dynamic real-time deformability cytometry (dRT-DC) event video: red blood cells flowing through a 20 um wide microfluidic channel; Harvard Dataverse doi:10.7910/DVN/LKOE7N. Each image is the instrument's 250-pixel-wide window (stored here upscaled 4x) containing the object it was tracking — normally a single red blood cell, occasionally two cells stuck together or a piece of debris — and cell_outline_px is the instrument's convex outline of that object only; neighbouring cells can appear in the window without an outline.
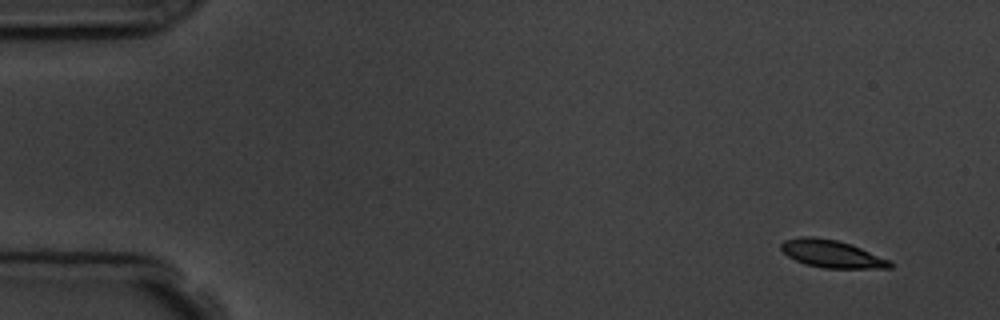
{"species": "common noctule bat (a hibernating species)", "species_latin": "Nyctalus noctula", "temperature_condition": "room temperature", "stored_images_in_passage": 15, "camera_frame_rate_fps": 3000, "um_per_image_px": 0.085, "animal": {"sex": "male", "body_mass_g": 19.5, "forearm_length_mm": 54.6}, "frame": {"image": 1, "passage_image": 1, "time_ms": 0.0, "image_size_px": [1000, 320], "cell_outline_px": [[892, 268], [824, 268], [804, 264], [788, 256], [780, 248], [780, 244], [784, 240], [800, 236], [812, 236], [836, 240], [860, 248], [892, 260]], "centroid_in_image_um": [70.69, 21.58], "position_along_channel_um": 14.3, "area_um2": 17.46}}
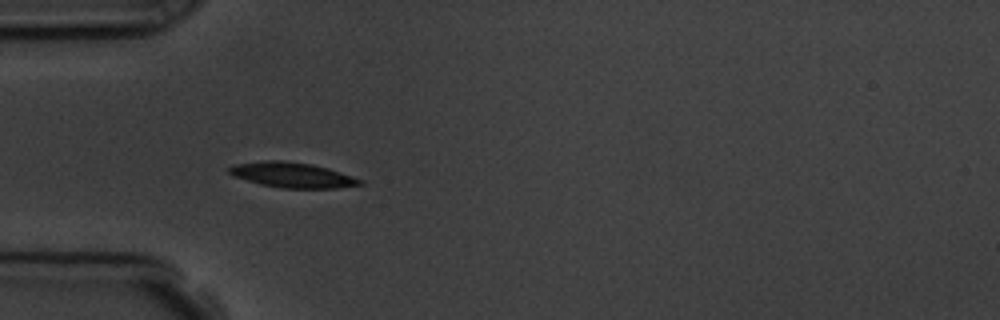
{"frame": {"image": 2, "passage_image": 5, "time_ms": 4.333, "image_size_px": [1000, 320], "cell_outline_px": [[364, 184], [336, 188], [284, 188], [260, 184], [232, 176], [228, 172], [228, 168], [236, 164], [268, 160], [284, 160], [312, 164], [328, 168], [364, 180]], "centroid_in_image_um": [24.86, 14.87], "position_along_channel_um": 60.1, "area_um2": 19.19}, "authors_computed_cell_mechanics": {"area_um2": 18.1492, "velocity_mm_per_s": 3.7062, "shape_relaxation_time_tau1_ms": 1.5344, "shape_relaxation_time_tau2_ms": null, "deformation_change_tau1": 0.1025, "deformation_change_tau2": null}}